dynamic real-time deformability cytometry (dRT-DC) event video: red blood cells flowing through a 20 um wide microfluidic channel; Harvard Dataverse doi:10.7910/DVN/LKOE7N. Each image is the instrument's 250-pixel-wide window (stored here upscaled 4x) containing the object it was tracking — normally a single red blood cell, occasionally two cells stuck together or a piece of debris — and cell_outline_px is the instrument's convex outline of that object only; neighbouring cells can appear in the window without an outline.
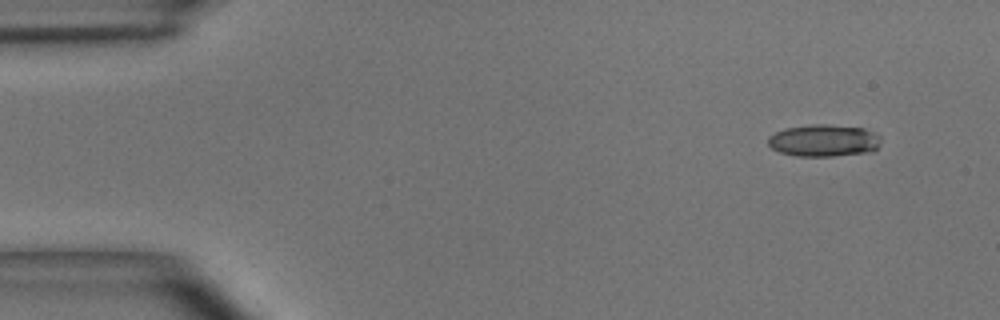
{"species": "common noctule bat (a hibernating species)", "species_latin": "Nyctalus noctula", "temperature_condition": "room temperature", "stored_images_in_passage": 4, "camera_frame_rate_fps": 3000, "um_per_image_px": 0.085, "animal": {"sex": "male", "body_mass_g": 15.6}, "frame": {"image": 1, "passage_image": 1, "time_ms": 0.0, "image_size_px": [1000, 320], "cell_outline_px": [[880, 144], [872, 152], [832, 156], [796, 156], [780, 152], [772, 148], [768, 144], [768, 136], [784, 128], [816, 124], [824, 124], [864, 128], [876, 132], [880, 136]], "centroid_in_image_um": [70.04, 11.94], "position_along_channel_um": 15.0, "area_um2": 21.21}}